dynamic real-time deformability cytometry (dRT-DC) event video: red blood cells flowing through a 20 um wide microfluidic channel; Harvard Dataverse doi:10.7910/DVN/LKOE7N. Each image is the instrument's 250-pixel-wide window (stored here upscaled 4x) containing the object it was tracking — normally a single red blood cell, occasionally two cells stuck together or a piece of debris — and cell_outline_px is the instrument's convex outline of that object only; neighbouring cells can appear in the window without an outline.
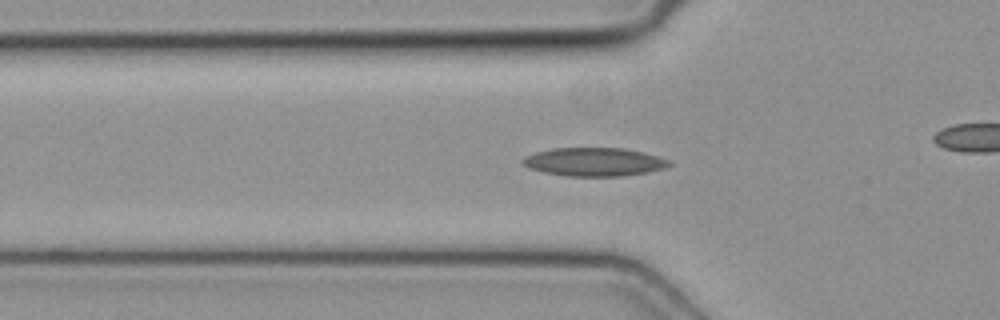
{"species": "common noctule bat (a hibernating species)", "species_latin": "Nyctalus noctula", "temperature_condition": "cold", "stored_images_in_passage": 33, "camera_frame_rate_fps": 3000, "um_per_image_px": 0.085, "animal": {"sex": "female", "body_mass_g": 19.3, "forearm_length_mm": 54.1}, "frame": {"image": 1, "passage_image": 4, "time_ms": 1.0, "image_size_px": [1000, 320], "cell_outline_px": [[672, 164], [664, 168], [648, 172], [624, 176], [568, 176], [544, 172], [528, 168], [520, 164], [520, 160], [524, 156], [536, 152], [552, 148], [624, 148], [644, 152], [672, 160]], "centroid_in_image_um": [50.5, 13.76], "position_along_channel_um": 75.3, "area_um2": 24.57}}
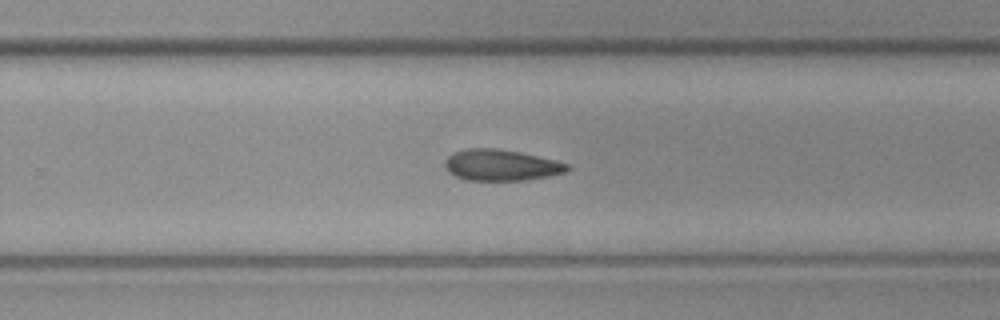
{"frame": {"image": 2, "passage_image": 19, "time_ms": 6.0, "image_size_px": [1000, 320], "cell_outline_px": [[572, 168], [564, 172], [548, 176], [524, 180], [464, 180], [448, 172], [444, 168], [444, 160], [452, 152], [468, 148], [496, 148], [520, 152], [556, 160], [568, 164]], "centroid_in_image_um": [42.55, 14.03], "position_along_channel_um": 287.2, "area_um2": 22.37}}
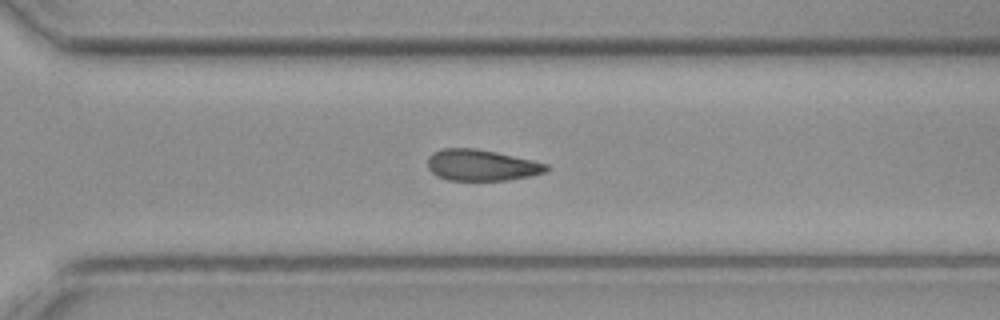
{"frame": {"image": 3, "passage_image": 22, "time_ms": 7.0, "image_size_px": [1000, 320], "cell_outline_px": [[552, 168], [548, 172], [508, 180], [448, 180], [436, 176], [428, 168], [428, 156], [432, 152], [444, 148], [472, 148], [496, 152], [532, 160], [548, 164]], "centroid_in_image_um": [40.94, 14.04], "position_along_channel_um": 329.7, "area_um2": 21.68}}